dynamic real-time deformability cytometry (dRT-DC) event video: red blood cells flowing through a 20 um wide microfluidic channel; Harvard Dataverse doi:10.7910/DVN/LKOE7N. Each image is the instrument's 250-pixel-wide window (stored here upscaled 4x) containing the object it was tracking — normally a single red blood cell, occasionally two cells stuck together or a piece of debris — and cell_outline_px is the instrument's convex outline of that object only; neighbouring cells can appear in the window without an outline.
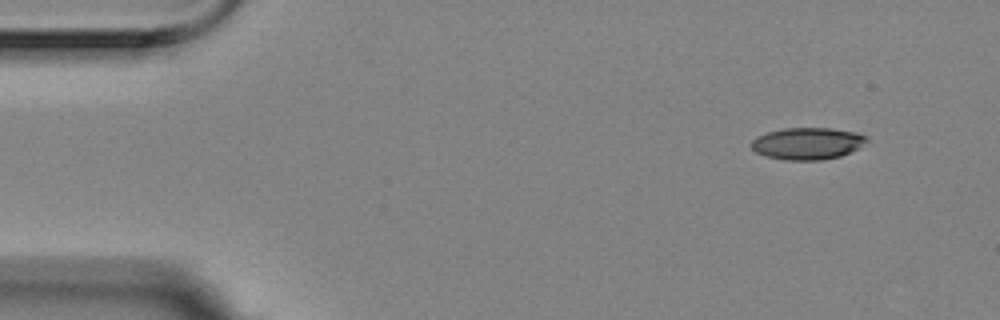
{"species": "Egyptian fruit bat (a non-hibernating species)", "species_latin": "Rousettus aegyptiacus", "temperature_condition": "room temperature", "stored_images_in_passage": 4, "camera_frame_rate_fps": 3000, "um_per_image_px": 0.085, "animal": {"sex": "female"}, "frame": {"image": 1, "passage_image": 1, "time_ms": 0.0, "image_size_px": [1000, 320], "cell_outline_px": [[868, 140], [860, 148], [840, 156], [820, 160], [788, 160], [764, 156], [756, 152], [748, 144], [756, 136], [768, 132], [784, 128], [832, 128], [856, 132], [868, 136]], "centroid_in_image_um": [68.63, 12.19], "position_along_channel_um": 16.4, "area_um2": 21.68}}